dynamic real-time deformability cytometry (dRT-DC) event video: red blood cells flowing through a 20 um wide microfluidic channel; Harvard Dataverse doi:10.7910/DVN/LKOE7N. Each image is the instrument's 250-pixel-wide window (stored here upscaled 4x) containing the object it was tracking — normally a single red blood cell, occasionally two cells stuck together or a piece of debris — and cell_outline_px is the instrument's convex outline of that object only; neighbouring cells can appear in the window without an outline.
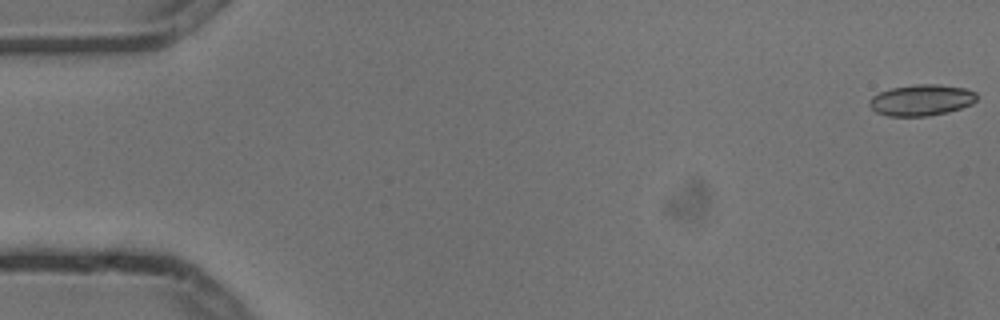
{"species": "common noctule bat (a hibernating species)", "species_latin": "Nyctalus noctula", "temperature_condition": "cold", "stored_images_in_passage": 9, "camera_frame_rate_fps": 3000, "um_per_image_px": 0.085, "animal": {"sex": "male", "body_mass_g": 13.3}, "frame": {"image": 1, "passage_image": 1, "time_ms": 0.0, "image_size_px": [1000, 320], "cell_outline_px": [[976, 100], [972, 104], [948, 112], [928, 116], [888, 116], [876, 112], [868, 104], [868, 100], [872, 96], [880, 92], [892, 88], [916, 84], [940, 84], [964, 88], [976, 92]], "centroid_in_image_um": [78.31, 8.51], "position_along_channel_um": 6.7, "area_um2": 19.54}}
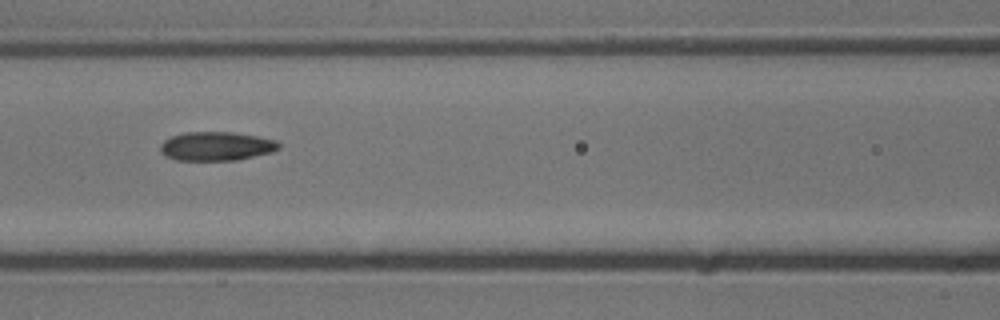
{"frame": {"image": 2, "passage_image": 7, "time_ms": 2.0, "image_size_px": [1000, 320], "cell_outline_px": [[280, 148], [272, 152], [236, 160], [176, 160], [160, 152], [160, 144], [164, 140], [172, 136], [184, 132], [232, 132], [256, 136], [276, 140], [280, 144]], "centroid_in_image_um": [18.39, 12.42], "position_along_channel_um": 148.2, "area_um2": 19.88}}
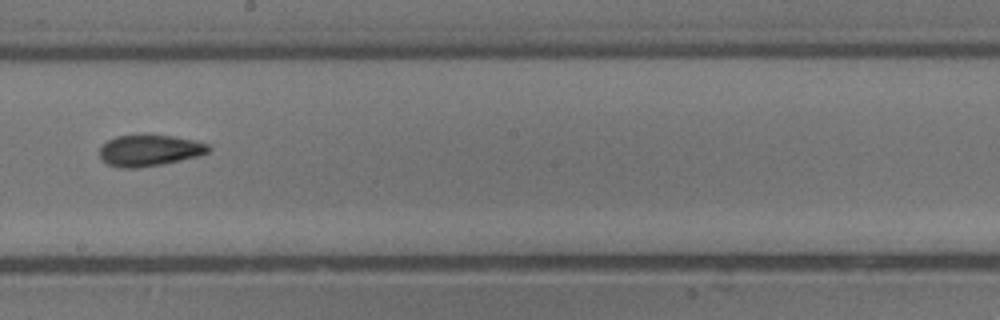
{"frame": {"image": 3, "passage_image": 9, "time_ms": 2.667, "image_size_px": [1000, 320], "cell_outline_px": [[212, 148], [208, 152], [200, 156], [160, 164], [136, 168], [120, 168], [108, 164], [100, 160], [100, 148], [108, 140], [116, 136], [172, 136], [196, 140], [208, 144]], "centroid_in_image_um": [12.72, 12.8], "position_along_channel_um": 235.5, "area_um2": 19.65}}